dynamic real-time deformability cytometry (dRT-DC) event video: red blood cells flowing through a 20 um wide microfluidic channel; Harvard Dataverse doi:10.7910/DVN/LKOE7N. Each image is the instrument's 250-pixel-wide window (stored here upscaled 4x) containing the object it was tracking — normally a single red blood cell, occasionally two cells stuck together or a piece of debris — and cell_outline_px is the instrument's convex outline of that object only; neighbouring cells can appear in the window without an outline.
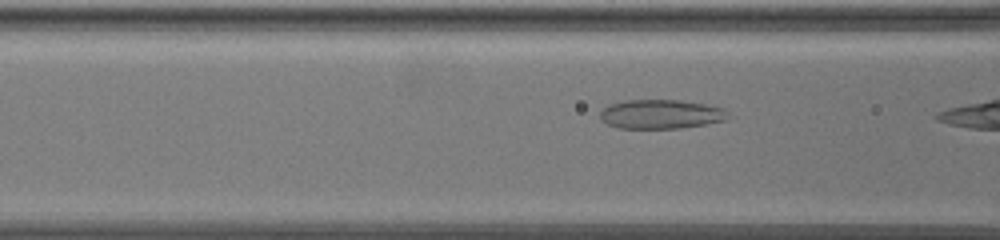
{"species": "common noctule bat (a hibernating species)", "species_latin": "Nyctalus noctula", "temperature_condition": "warm", "stored_images_in_passage": 8, "camera_frame_rate_fps": 3000, "um_per_image_px": 0.085, "animal": {"sex": "female", "body_mass_g": 19.5, "forearm_length_mm": 54.1}, "frame": {"image": 1, "passage_image": 5, "time_ms": 1.333, "image_size_px": [1000, 240], "cell_outline_px": [[728, 120], [708, 124], [680, 128], [620, 128], [608, 124], [600, 120], [600, 112], [608, 104], [624, 100], [680, 100], [704, 104], [724, 108], [728, 112]], "centroid_in_image_um": [56.19, 9.7], "position_along_channel_um": 110.4, "area_um2": 21.91}}